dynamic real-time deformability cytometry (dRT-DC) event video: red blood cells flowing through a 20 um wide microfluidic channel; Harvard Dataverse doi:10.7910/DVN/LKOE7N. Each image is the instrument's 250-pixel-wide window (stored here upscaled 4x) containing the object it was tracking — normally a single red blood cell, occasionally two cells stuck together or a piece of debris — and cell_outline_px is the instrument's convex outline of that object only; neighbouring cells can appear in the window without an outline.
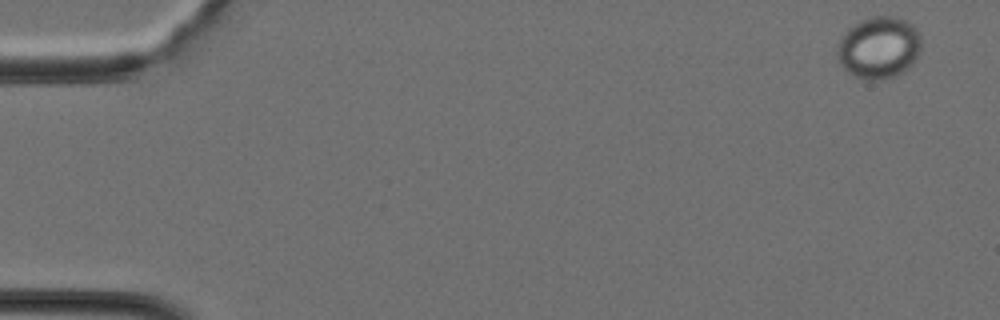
{"species": "Egyptian fruit bat (a non-hibernating species)", "species_latin": "Rousettus aegyptiacus", "temperature_condition": "cold", "stored_images_in_passage": 38, "camera_frame_rate_fps": 3000, "um_per_image_px": 0.085, "animal": {"sex": "female"}, "frame": {"image": 1, "passage_image": 1, "time_ms": 0.0, "image_size_px": [1000, 320], "cell_outline_px": [[920, 52], [916, 60], [904, 72], [896, 76], [876, 80], [864, 80], [848, 72], [840, 64], [836, 52], [836, 48], [840, 36], [848, 28], [860, 20], [872, 16], [896, 16], [908, 20], [916, 28], [920, 36]], "centroid_in_image_um": [74.7, 4.03], "position_along_channel_um": 10.3, "area_um2": 30.87}}
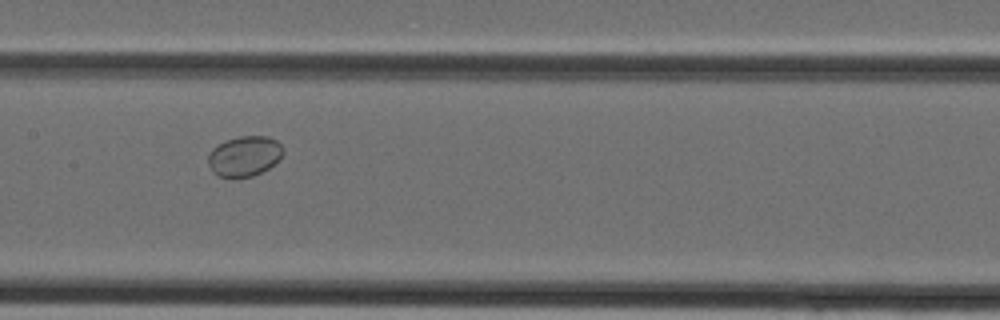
{"frame": {"image": 2, "passage_image": 19, "time_ms": 6.0, "image_size_px": [1000, 320], "cell_outline_px": [[284, 152], [280, 160], [268, 168], [252, 176], [236, 180], [216, 176], [212, 172], [208, 164], [208, 156], [212, 148], [228, 140], [240, 136], [268, 136], [276, 140], [284, 148]], "centroid_in_image_um": [20.77, 13.31], "position_along_channel_um": 186.6, "area_um2": 17.98}}
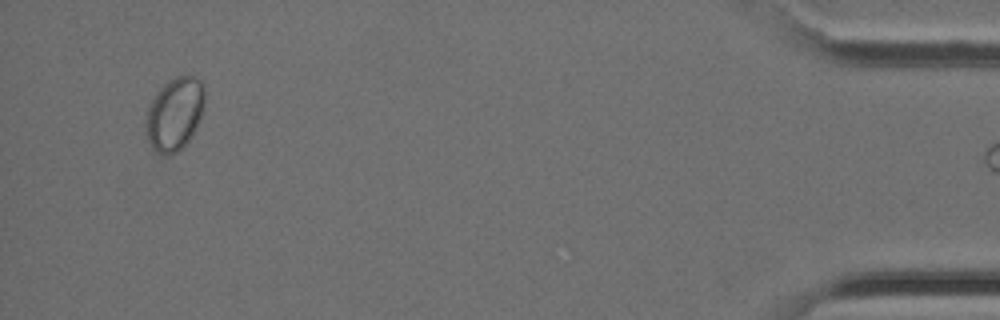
{"frame": {"image": 3, "passage_image": 37, "time_ms": 12.0, "image_size_px": [1000, 320], "cell_outline_px": [[204, 108], [188, 140], [176, 152], [168, 156], [164, 156], [156, 152], [152, 148], [148, 140], [144, 128], [144, 124], [148, 108], [156, 92], [168, 80], [176, 76], [192, 76], [200, 80], [204, 84]], "centroid_in_image_um": [14.81, 9.68], "position_along_channel_um": 420.4, "area_um2": 24.91}}